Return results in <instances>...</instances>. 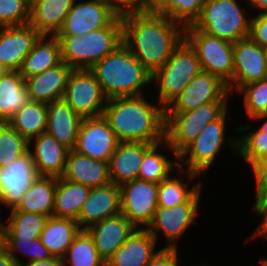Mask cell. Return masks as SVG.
Returning <instances> with one entry per match:
<instances>
[{
	"instance_id": "obj_38",
	"label": "cell",
	"mask_w": 267,
	"mask_h": 266,
	"mask_svg": "<svg viewBox=\"0 0 267 266\" xmlns=\"http://www.w3.org/2000/svg\"><path fill=\"white\" fill-rule=\"evenodd\" d=\"M29 141L22 137L7 121L0 122V168L27 154Z\"/></svg>"
},
{
	"instance_id": "obj_20",
	"label": "cell",
	"mask_w": 267,
	"mask_h": 266,
	"mask_svg": "<svg viewBox=\"0 0 267 266\" xmlns=\"http://www.w3.org/2000/svg\"><path fill=\"white\" fill-rule=\"evenodd\" d=\"M73 68L61 61L56 66L24 79L30 101L50 103L63 99Z\"/></svg>"
},
{
	"instance_id": "obj_53",
	"label": "cell",
	"mask_w": 267,
	"mask_h": 266,
	"mask_svg": "<svg viewBox=\"0 0 267 266\" xmlns=\"http://www.w3.org/2000/svg\"><path fill=\"white\" fill-rule=\"evenodd\" d=\"M3 231H4V224L0 221V248L3 246Z\"/></svg>"
},
{
	"instance_id": "obj_29",
	"label": "cell",
	"mask_w": 267,
	"mask_h": 266,
	"mask_svg": "<svg viewBox=\"0 0 267 266\" xmlns=\"http://www.w3.org/2000/svg\"><path fill=\"white\" fill-rule=\"evenodd\" d=\"M46 38L48 37L41 35L30 53L23 59L18 71L24 79L40 74L62 61L58 38L56 36H49V40Z\"/></svg>"
},
{
	"instance_id": "obj_10",
	"label": "cell",
	"mask_w": 267,
	"mask_h": 266,
	"mask_svg": "<svg viewBox=\"0 0 267 266\" xmlns=\"http://www.w3.org/2000/svg\"><path fill=\"white\" fill-rule=\"evenodd\" d=\"M107 97L90 69H73L63 100L82 119L103 115Z\"/></svg>"
},
{
	"instance_id": "obj_31",
	"label": "cell",
	"mask_w": 267,
	"mask_h": 266,
	"mask_svg": "<svg viewBox=\"0 0 267 266\" xmlns=\"http://www.w3.org/2000/svg\"><path fill=\"white\" fill-rule=\"evenodd\" d=\"M79 230L75 220L50 216L40 234V240L52 256L63 258Z\"/></svg>"
},
{
	"instance_id": "obj_52",
	"label": "cell",
	"mask_w": 267,
	"mask_h": 266,
	"mask_svg": "<svg viewBox=\"0 0 267 266\" xmlns=\"http://www.w3.org/2000/svg\"><path fill=\"white\" fill-rule=\"evenodd\" d=\"M251 8H258L260 14H267V0H248Z\"/></svg>"
},
{
	"instance_id": "obj_22",
	"label": "cell",
	"mask_w": 267,
	"mask_h": 266,
	"mask_svg": "<svg viewBox=\"0 0 267 266\" xmlns=\"http://www.w3.org/2000/svg\"><path fill=\"white\" fill-rule=\"evenodd\" d=\"M152 145L145 142H120L108 162L110 181L120 186L137 179L143 156Z\"/></svg>"
},
{
	"instance_id": "obj_19",
	"label": "cell",
	"mask_w": 267,
	"mask_h": 266,
	"mask_svg": "<svg viewBox=\"0 0 267 266\" xmlns=\"http://www.w3.org/2000/svg\"><path fill=\"white\" fill-rule=\"evenodd\" d=\"M119 214H121L120 186L110 182L90 189L89 196L83 203L77 222L80 229H88L106 218Z\"/></svg>"
},
{
	"instance_id": "obj_1",
	"label": "cell",
	"mask_w": 267,
	"mask_h": 266,
	"mask_svg": "<svg viewBox=\"0 0 267 266\" xmlns=\"http://www.w3.org/2000/svg\"><path fill=\"white\" fill-rule=\"evenodd\" d=\"M121 18L123 44L151 74L185 39V27L163 15L129 12Z\"/></svg>"
},
{
	"instance_id": "obj_54",
	"label": "cell",
	"mask_w": 267,
	"mask_h": 266,
	"mask_svg": "<svg viewBox=\"0 0 267 266\" xmlns=\"http://www.w3.org/2000/svg\"><path fill=\"white\" fill-rule=\"evenodd\" d=\"M264 55H265L266 70H267V48L264 49Z\"/></svg>"
},
{
	"instance_id": "obj_45",
	"label": "cell",
	"mask_w": 267,
	"mask_h": 266,
	"mask_svg": "<svg viewBox=\"0 0 267 266\" xmlns=\"http://www.w3.org/2000/svg\"><path fill=\"white\" fill-rule=\"evenodd\" d=\"M249 37L263 49L267 48V14L251 18Z\"/></svg>"
},
{
	"instance_id": "obj_7",
	"label": "cell",
	"mask_w": 267,
	"mask_h": 266,
	"mask_svg": "<svg viewBox=\"0 0 267 266\" xmlns=\"http://www.w3.org/2000/svg\"><path fill=\"white\" fill-rule=\"evenodd\" d=\"M201 71L195 50L184 39L166 63L152 74L151 80L160 84L159 104L165 109Z\"/></svg>"
},
{
	"instance_id": "obj_11",
	"label": "cell",
	"mask_w": 267,
	"mask_h": 266,
	"mask_svg": "<svg viewBox=\"0 0 267 266\" xmlns=\"http://www.w3.org/2000/svg\"><path fill=\"white\" fill-rule=\"evenodd\" d=\"M120 191L121 213L136 228L146 229L158 207V184L137 178L121 184Z\"/></svg>"
},
{
	"instance_id": "obj_3",
	"label": "cell",
	"mask_w": 267,
	"mask_h": 266,
	"mask_svg": "<svg viewBox=\"0 0 267 266\" xmlns=\"http://www.w3.org/2000/svg\"><path fill=\"white\" fill-rule=\"evenodd\" d=\"M90 70L108 99L141 96L143 95L141 88L152 81V74L124 44L106 55Z\"/></svg>"
},
{
	"instance_id": "obj_49",
	"label": "cell",
	"mask_w": 267,
	"mask_h": 266,
	"mask_svg": "<svg viewBox=\"0 0 267 266\" xmlns=\"http://www.w3.org/2000/svg\"><path fill=\"white\" fill-rule=\"evenodd\" d=\"M19 266H64V264L62 258L53 256L48 260L31 261L26 265L21 262Z\"/></svg>"
},
{
	"instance_id": "obj_5",
	"label": "cell",
	"mask_w": 267,
	"mask_h": 266,
	"mask_svg": "<svg viewBox=\"0 0 267 266\" xmlns=\"http://www.w3.org/2000/svg\"><path fill=\"white\" fill-rule=\"evenodd\" d=\"M240 7L236 0H206L198 19L185 29H199L235 43L250 34L251 19Z\"/></svg>"
},
{
	"instance_id": "obj_50",
	"label": "cell",
	"mask_w": 267,
	"mask_h": 266,
	"mask_svg": "<svg viewBox=\"0 0 267 266\" xmlns=\"http://www.w3.org/2000/svg\"><path fill=\"white\" fill-rule=\"evenodd\" d=\"M0 266H19L3 246L0 248Z\"/></svg>"
},
{
	"instance_id": "obj_26",
	"label": "cell",
	"mask_w": 267,
	"mask_h": 266,
	"mask_svg": "<svg viewBox=\"0 0 267 266\" xmlns=\"http://www.w3.org/2000/svg\"><path fill=\"white\" fill-rule=\"evenodd\" d=\"M156 239L144 228L136 229L106 262V266H147L158 252Z\"/></svg>"
},
{
	"instance_id": "obj_17",
	"label": "cell",
	"mask_w": 267,
	"mask_h": 266,
	"mask_svg": "<svg viewBox=\"0 0 267 266\" xmlns=\"http://www.w3.org/2000/svg\"><path fill=\"white\" fill-rule=\"evenodd\" d=\"M267 78L264 49L250 37L233 44L232 84L242 86Z\"/></svg>"
},
{
	"instance_id": "obj_44",
	"label": "cell",
	"mask_w": 267,
	"mask_h": 266,
	"mask_svg": "<svg viewBox=\"0 0 267 266\" xmlns=\"http://www.w3.org/2000/svg\"><path fill=\"white\" fill-rule=\"evenodd\" d=\"M250 165L257 185L254 210L260 215L267 208V158Z\"/></svg>"
},
{
	"instance_id": "obj_55",
	"label": "cell",
	"mask_w": 267,
	"mask_h": 266,
	"mask_svg": "<svg viewBox=\"0 0 267 266\" xmlns=\"http://www.w3.org/2000/svg\"><path fill=\"white\" fill-rule=\"evenodd\" d=\"M5 72H6L5 68L0 64V75H2Z\"/></svg>"
},
{
	"instance_id": "obj_30",
	"label": "cell",
	"mask_w": 267,
	"mask_h": 266,
	"mask_svg": "<svg viewBox=\"0 0 267 266\" xmlns=\"http://www.w3.org/2000/svg\"><path fill=\"white\" fill-rule=\"evenodd\" d=\"M90 187L58 177L54 198V217L77 221L83 203L87 200Z\"/></svg>"
},
{
	"instance_id": "obj_2",
	"label": "cell",
	"mask_w": 267,
	"mask_h": 266,
	"mask_svg": "<svg viewBox=\"0 0 267 266\" xmlns=\"http://www.w3.org/2000/svg\"><path fill=\"white\" fill-rule=\"evenodd\" d=\"M141 96L107 99L103 117L120 142L156 144L165 140V109Z\"/></svg>"
},
{
	"instance_id": "obj_48",
	"label": "cell",
	"mask_w": 267,
	"mask_h": 266,
	"mask_svg": "<svg viewBox=\"0 0 267 266\" xmlns=\"http://www.w3.org/2000/svg\"><path fill=\"white\" fill-rule=\"evenodd\" d=\"M170 0H142L141 13L159 14Z\"/></svg>"
},
{
	"instance_id": "obj_14",
	"label": "cell",
	"mask_w": 267,
	"mask_h": 266,
	"mask_svg": "<svg viewBox=\"0 0 267 266\" xmlns=\"http://www.w3.org/2000/svg\"><path fill=\"white\" fill-rule=\"evenodd\" d=\"M119 143L102 115L82 119L73 150L92 159L109 162Z\"/></svg>"
},
{
	"instance_id": "obj_15",
	"label": "cell",
	"mask_w": 267,
	"mask_h": 266,
	"mask_svg": "<svg viewBox=\"0 0 267 266\" xmlns=\"http://www.w3.org/2000/svg\"><path fill=\"white\" fill-rule=\"evenodd\" d=\"M117 15L107 0L74 2L55 36L86 35L92 30L107 26Z\"/></svg>"
},
{
	"instance_id": "obj_46",
	"label": "cell",
	"mask_w": 267,
	"mask_h": 266,
	"mask_svg": "<svg viewBox=\"0 0 267 266\" xmlns=\"http://www.w3.org/2000/svg\"><path fill=\"white\" fill-rule=\"evenodd\" d=\"M177 248H162L150 260L147 266H177Z\"/></svg>"
},
{
	"instance_id": "obj_6",
	"label": "cell",
	"mask_w": 267,
	"mask_h": 266,
	"mask_svg": "<svg viewBox=\"0 0 267 266\" xmlns=\"http://www.w3.org/2000/svg\"><path fill=\"white\" fill-rule=\"evenodd\" d=\"M227 102H209L187 112H165V144L175 158L195 140L206 125L227 111Z\"/></svg>"
},
{
	"instance_id": "obj_43",
	"label": "cell",
	"mask_w": 267,
	"mask_h": 266,
	"mask_svg": "<svg viewBox=\"0 0 267 266\" xmlns=\"http://www.w3.org/2000/svg\"><path fill=\"white\" fill-rule=\"evenodd\" d=\"M30 6L31 0H0V27L29 24Z\"/></svg>"
},
{
	"instance_id": "obj_25",
	"label": "cell",
	"mask_w": 267,
	"mask_h": 266,
	"mask_svg": "<svg viewBox=\"0 0 267 266\" xmlns=\"http://www.w3.org/2000/svg\"><path fill=\"white\" fill-rule=\"evenodd\" d=\"M47 109L45 132L52 135L69 150H73L82 118L63 99L47 103Z\"/></svg>"
},
{
	"instance_id": "obj_42",
	"label": "cell",
	"mask_w": 267,
	"mask_h": 266,
	"mask_svg": "<svg viewBox=\"0 0 267 266\" xmlns=\"http://www.w3.org/2000/svg\"><path fill=\"white\" fill-rule=\"evenodd\" d=\"M3 247L7 250V253L12 257L18 265L21 261L15 256V251L19 250L24 255H27L29 262L48 260L52 256L49 250L41 243L40 238L33 240H20V239H3Z\"/></svg>"
},
{
	"instance_id": "obj_33",
	"label": "cell",
	"mask_w": 267,
	"mask_h": 266,
	"mask_svg": "<svg viewBox=\"0 0 267 266\" xmlns=\"http://www.w3.org/2000/svg\"><path fill=\"white\" fill-rule=\"evenodd\" d=\"M47 116V103L29 101L16 111L7 122L22 137H25L31 146L32 138L45 132Z\"/></svg>"
},
{
	"instance_id": "obj_27",
	"label": "cell",
	"mask_w": 267,
	"mask_h": 266,
	"mask_svg": "<svg viewBox=\"0 0 267 266\" xmlns=\"http://www.w3.org/2000/svg\"><path fill=\"white\" fill-rule=\"evenodd\" d=\"M76 0H31L30 22L41 35L55 36Z\"/></svg>"
},
{
	"instance_id": "obj_18",
	"label": "cell",
	"mask_w": 267,
	"mask_h": 266,
	"mask_svg": "<svg viewBox=\"0 0 267 266\" xmlns=\"http://www.w3.org/2000/svg\"><path fill=\"white\" fill-rule=\"evenodd\" d=\"M41 34L30 24L0 27V64L18 71Z\"/></svg>"
},
{
	"instance_id": "obj_36",
	"label": "cell",
	"mask_w": 267,
	"mask_h": 266,
	"mask_svg": "<svg viewBox=\"0 0 267 266\" xmlns=\"http://www.w3.org/2000/svg\"><path fill=\"white\" fill-rule=\"evenodd\" d=\"M265 118H267V114H260L252 119L260 120ZM228 141L227 143L234 145L233 148L238 151L249 166L256 161L267 158V121L256 131L242 138L240 137L236 141L233 139Z\"/></svg>"
},
{
	"instance_id": "obj_28",
	"label": "cell",
	"mask_w": 267,
	"mask_h": 266,
	"mask_svg": "<svg viewBox=\"0 0 267 266\" xmlns=\"http://www.w3.org/2000/svg\"><path fill=\"white\" fill-rule=\"evenodd\" d=\"M58 177L37 176L28 187L16 209L52 216Z\"/></svg>"
},
{
	"instance_id": "obj_41",
	"label": "cell",
	"mask_w": 267,
	"mask_h": 266,
	"mask_svg": "<svg viewBox=\"0 0 267 266\" xmlns=\"http://www.w3.org/2000/svg\"><path fill=\"white\" fill-rule=\"evenodd\" d=\"M239 92H244V107L252 119L260 114H267V78L242 86Z\"/></svg>"
},
{
	"instance_id": "obj_9",
	"label": "cell",
	"mask_w": 267,
	"mask_h": 266,
	"mask_svg": "<svg viewBox=\"0 0 267 266\" xmlns=\"http://www.w3.org/2000/svg\"><path fill=\"white\" fill-rule=\"evenodd\" d=\"M226 115L225 111L217 120L206 125L195 140L180 153L177 160H183L188 154L189 158L183 160V163L178 161V172H184L183 164L187 165L189 179H193L213 164L222 144L226 142L224 138Z\"/></svg>"
},
{
	"instance_id": "obj_23",
	"label": "cell",
	"mask_w": 267,
	"mask_h": 266,
	"mask_svg": "<svg viewBox=\"0 0 267 266\" xmlns=\"http://www.w3.org/2000/svg\"><path fill=\"white\" fill-rule=\"evenodd\" d=\"M65 180L90 188L110 183L109 163L69 150L63 175Z\"/></svg>"
},
{
	"instance_id": "obj_47",
	"label": "cell",
	"mask_w": 267,
	"mask_h": 266,
	"mask_svg": "<svg viewBox=\"0 0 267 266\" xmlns=\"http://www.w3.org/2000/svg\"><path fill=\"white\" fill-rule=\"evenodd\" d=\"M108 1L111 7L119 15H123L129 12H141L142 0H108Z\"/></svg>"
},
{
	"instance_id": "obj_13",
	"label": "cell",
	"mask_w": 267,
	"mask_h": 266,
	"mask_svg": "<svg viewBox=\"0 0 267 266\" xmlns=\"http://www.w3.org/2000/svg\"><path fill=\"white\" fill-rule=\"evenodd\" d=\"M227 84L218 76L201 71L166 108L165 112H187L209 102H227Z\"/></svg>"
},
{
	"instance_id": "obj_32",
	"label": "cell",
	"mask_w": 267,
	"mask_h": 266,
	"mask_svg": "<svg viewBox=\"0 0 267 266\" xmlns=\"http://www.w3.org/2000/svg\"><path fill=\"white\" fill-rule=\"evenodd\" d=\"M30 101L24 78L19 71L0 75V122L8 119Z\"/></svg>"
},
{
	"instance_id": "obj_40",
	"label": "cell",
	"mask_w": 267,
	"mask_h": 266,
	"mask_svg": "<svg viewBox=\"0 0 267 266\" xmlns=\"http://www.w3.org/2000/svg\"><path fill=\"white\" fill-rule=\"evenodd\" d=\"M206 0H170L159 13L184 27L194 24Z\"/></svg>"
},
{
	"instance_id": "obj_21",
	"label": "cell",
	"mask_w": 267,
	"mask_h": 266,
	"mask_svg": "<svg viewBox=\"0 0 267 266\" xmlns=\"http://www.w3.org/2000/svg\"><path fill=\"white\" fill-rule=\"evenodd\" d=\"M137 228L121 213L88 228L100 257L106 263Z\"/></svg>"
},
{
	"instance_id": "obj_24",
	"label": "cell",
	"mask_w": 267,
	"mask_h": 266,
	"mask_svg": "<svg viewBox=\"0 0 267 266\" xmlns=\"http://www.w3.org/2000/svg\"><path fill=\"white\" fill-rule=\"evenodd\" d=\"M32 139H35V146L33 152L29 151L38 176L61 177L69 149L47 132Z\"/></svg>"
},
{
	"instance_id": "obj_56",
	"label": "cell",
	"mask_w": 267,
	"mask_h": 266,
	"mask_svg": "<svg viewBox=\"0 0 267 266\" xmlns=\"http://www.w3.org/2000/svg\"><path fill=\"white\" fill-rule=\"evenodd\" d=\"M261 263H262V265H261V266H267V259H265V260H262V261H261Z\"/></svg>"
},
{
	"instance_id": "obj_37",
	"label": "cell",
	"mask_w": 267,
	"mask_h": 266,
	"mask_svg": "<svg viewBox=\"0 0 267 266\" xmlns=\"http://www.w3.org/2000/svg\"><path fill=\"white\" fill-rule=\"evenodd\" d=\"M164 141L153 144L144 154L138 179L159 184L171 174L172 167H178L177 161L167 159L163 154L157 153Z\"/></svg>"
},
{
	"instance_id": "obj_4",
	"label": "cell",
	"mask_w": 267,
	"mask_h": 266,
	"mask_svg": "<svg viewBox=\"0 0 267 266\" xmlns=\"http://www.w3.org/2000/svg\"><path fill=\"white\" fill-rule=\"evenodd\" d=\"M56 37L62 61L73 69H90L123 44L122 18L118 14L107 26L86 35Z\"/></svg>"
},
{
	"instance_id": "obj_8",
	"label": "cell",
	"mask_w": 267,
	"mask_h": 266,
	"mask_svg": "<svg viewBox=\"0 0 267 266\" xmlns=\"http://www.w3.org/2000/svg\"><path fill=\"white\" fill-rule=\"evenodd\" d=\"M185 40L195 50L202 71L218 76L232 91L234 43L199 29H185Z\"/></svg>"
},
{
	"instance_id": "obj_35",
	"label": "cell",
	"mask_w": 267,
	"mask_h": 266,
	"mask_svg": "<svg viewBox=\"0 0 267 266\" xmlns=\"http://www.w3.org/2000/svg\"><path fill=\"white\" fill-rule=\"evenodd\" d=\"M62 259L64 266H67V261L71 266H106L95 247L93 236L88 229H80L77 232Z\"/></svg>"
},
{
	"instance_id": "obj_12",
	"label": "cell",
	"mask_w": 267,
	"mask_h": 266,
	"mask_svg": "<svg viewBox=\"0 0 267 266\" xmlns=\"http://www.w3.org/2000/svg\"><path fill=\"white\" fill-rule=\"evenodd\" d=\"M200 187L185 203L173 207L158 206L153 219L146 230L156 239L159 231H163L168 239L165 248H177L174 241L181 237L193 223L197 214L200 199Z\"/></svg>"
},
{
	"instance_id": "obj_16",
	"label": "cell",
	"mask_w": 267,
	"mask_h": 266,
	"mask_svg": "<svg viewBox=\"0 0 267 266\" xmlns=\"http://www.w3.org/2000/svg\"><path fill=\"white\" fill-rule=\"evenodd\" d=\"M38 176L30 151L0 168V204L16 208L31 182Z\"/></svg>"
},
{
	"instance_id": "obj_51",
	"label": "cell",
	"mask_w": 267,
	"mask_h": 266,
	"mask_svg": "<svg viewBox=\"0 0 267 266\" xmlns=\"http://www.w3.org/2000/svg\"><path fill=\"white\" fill-rule=\"evenodd\" d=\"M263 217L262 222L259 225V228L254 233V236H267V208L260 214Z\"/></svg>"
},
{
	"instance_id": "obj_34",
	"label": "cell",
	"mask_w": 267,
	"mask_h": 266,
	"mask_svg": "<svg viewBox=\"0 0 267 266\" xmlns=\"http://www.w3.org/2000/svg\"><path fill=\"white\" fill-rule=\"evenodd\" d=\"M48 216L11 210L8 224L4 225L3 239L33 240L40 238Z\"/></svg>"
},
{
	"instance_id": "obj_39",
	"label": "cell",
	"mask_w": 267,
	"mask_h": 266,
	"mask_svg": "<svg viewBox=\"0 0 267 266\" xmlns=\"http://www.w3.org/2000/svg\"><path fill=\"white\" fill-rule=\"evenodd\" d=\"M181 179L171 175L158 184V206L173 207L185 203L200 187L199 182L190 190L186 188Z\"/></svg>"
}]
</instances>
